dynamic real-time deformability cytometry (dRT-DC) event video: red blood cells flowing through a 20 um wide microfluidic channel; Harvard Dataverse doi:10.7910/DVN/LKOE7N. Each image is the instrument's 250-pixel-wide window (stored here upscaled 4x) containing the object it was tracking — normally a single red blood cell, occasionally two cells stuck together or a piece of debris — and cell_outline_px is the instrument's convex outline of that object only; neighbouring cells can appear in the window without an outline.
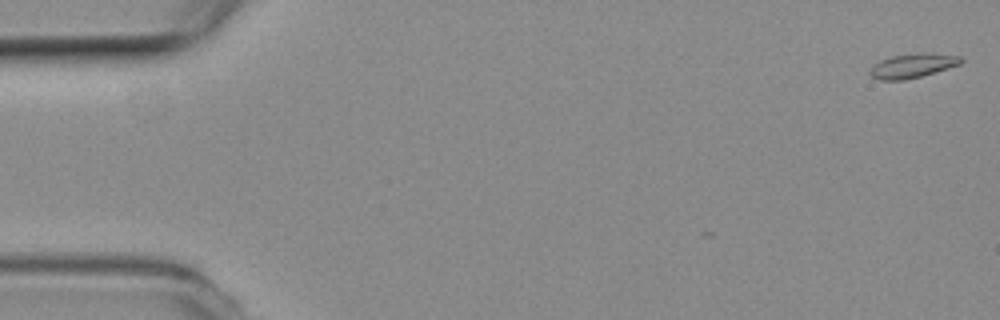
{"species": "common noctule bat (a hibernating species)", "species_latin": "Nyctalus noctula", "temperature_condition": "room temperature", "stored_images_in_passage": 3, "camera_frame_rate_fps": 3000, "um_per_image_px": 0.085, "animal": {"sex": "female", "body_mass_g": 19.3, "forearm_length_mm": 54.1}, "frame": {"image": 1, "passage_image": 1, "time_ms": 0.0, "image_size_px": [1000, 320], "cell_outline_px": [[964, 60], [960, 64], [920, 76], [904, 80], [880, 80], [872, 76], [868, 72], [880, 60], [892, 56], [916, 52], [932, 52], [960, 56]], "centroid_in_image_um": [77.59, 5.56], "position_along_channel_um": 7.4, "area_um2": 12.83}}